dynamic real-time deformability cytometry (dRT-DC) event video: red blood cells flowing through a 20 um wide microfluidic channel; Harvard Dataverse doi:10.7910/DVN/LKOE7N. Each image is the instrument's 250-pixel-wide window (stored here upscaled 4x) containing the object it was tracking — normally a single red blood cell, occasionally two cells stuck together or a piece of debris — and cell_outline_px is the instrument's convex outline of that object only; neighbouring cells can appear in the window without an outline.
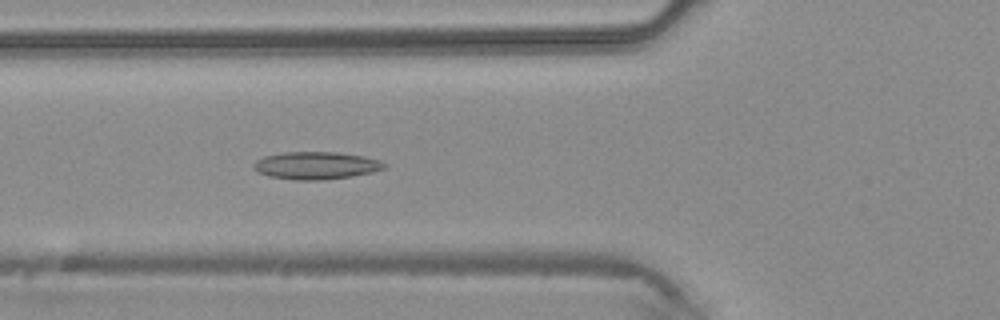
{"species": "common noctule bat (a hibernating species)", "species_latin": "Nyctalus noctula", "temperature_condition": "warm", "stored_images_in_passage": 30, "camera_frame_rate_fps": 3000, "um_per_image_px": 0.085, "animal": {"sex": "male", "body_mass_g": 20.4}, "frame": {"image": 1, "passage_image": 3, "time_ms": 0.667, "image_size_px": [1000, 320], "cell_outline_px": [[388, 168], [372, 172], [352, 176], [324, 180], [296, 180], [268, 176], [256, 172], [252, 168], [252, 164], [256, 160], [264, 156], [284, 152], [340, 152], [364, 156], [380, 160], [388, 164]], "centroid_in_image_um": [26.87, 14.07], "position_along_channel_um": 98.9, "area_um2": 21.33}}
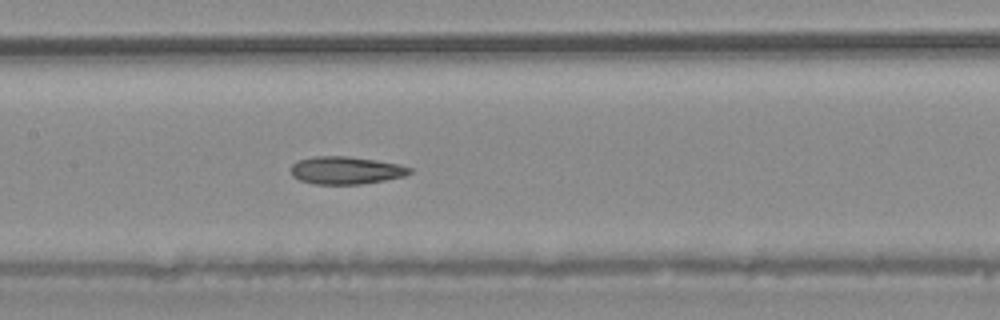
{"frame": {"image": 2, "passage_image": 8, "time_ms": 2.333, "image_size_px": [1000, 320], "cell_outline_px": [[412, 172], [404, 176], [384, 180], [360, 184], [312, 184], [300, 180], [292, 176], [288, 168], [296, 160], [316, 156], [348, 156], [376, 160], [400, 164], [412, 168]], "centroid_in_image_um": [29.36, 14.47], "position_along_channel_um": 178.0, "area_um2": 19.36}}
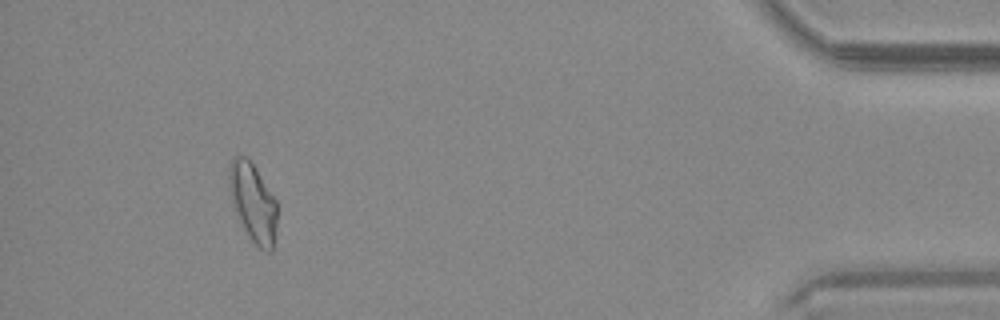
{"frame": {"image": 3, "passage_image": 27, "time_ms": 8.667, "image_size_px": [1000, 320], "cell_outline_px": [[276, 232], [272, 252], [268, 252], [260, 248], [252, 240], [244, 228], [232, 204], [228, 184], [228, 168], [232, 156], [248, 156], [276, 200]], "centroid_in_image_um": [21.49, 17.17], "position_along_channel_um": 413.7, "area_um2": 21.96}}